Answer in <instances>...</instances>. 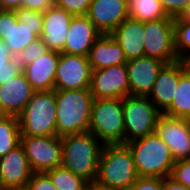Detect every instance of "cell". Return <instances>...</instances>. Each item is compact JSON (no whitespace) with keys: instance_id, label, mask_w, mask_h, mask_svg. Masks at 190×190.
Segmentation results:
<instances>
[{"instance_id":"5","label":"cell","mask_w":190,"mask_h":190,"mask_svg":"<svg viewBox=\"0 0 190 190\" xmlns=\"http://www.w3.org/2000/svg\"><path fill=\"white\" fill-rule=\"evenodd\" d=\"M21 136H55L57 109L55 89L35 91L18 115Z\"/></svg>"},{"instance_id":"45","label":"cell","mask_w":190,"mask_h":190,"mask_svg":"<svg viewBox=\"0 0 190 190\" xmlns=\"http://www.w3.org/2000/svg\"><path fill=\"white\" fill-rule=\"evenodd\" d=\"M187 160L190 161V152H189V154H188V156H187Z\"/></svg>"},{"instance_id":"9","label":"cell","mask_w":190,"mask_h":190,"mask_svg":"<svg viewBox=\"0 0 190 190\" xmlns=\"http://www.w3.org/2000/svg\"><path fill=\"white\" fill-rule=\"evenodd\" d=\"M31 170L45 172L62 164L61 136H20Z\"/></svg>"},{"instance_id":"24","label":"cell","mask_w":190,"mask_h":190,"mask_svg":"<svg viewBox=\"0 0 190 190\" xmlns=\"http://www.w3.org/2000/svg\"><path fill=\"white\" fill-rule=\"evenodd\" d=\"M168 116L190 119V72L179 60V82L172 104L163 112Z\"/></svg>"},{"instance_id":"35","label":"cell","mask_w":190,"mask_h":190,"mask_svg":"<svg viewBox=\"0 0 190 190\" xmlns=\"http://www.w3.org/2000/svg\"><path fill=\"white\" fill-rule=\"evenodd\" d=\"M126 190H163V179L139 176L136 182Z\"/></svg>"},{"instance_id":"16","label":"cell","mask_w":190,"mask_h":190,"mask_svg":"<svg viewBox=\"0 0 190 190\" xmlns=\"http://www.w3.org/2000/svg\"><path fill=\"white\" fill-rule=\"evenodd\" d=\"M86 16L101 34H111L129 17L127 0H92Z\"/></svg>"},{"instance_id":"34","label":"cell","mask_w":190,"mask_h":190,"mask_svg":"<svg viewBox=\"0 0 190 190\" xmlns=\"http://www.w3.org/2000/svg\"><path fill=\"white\" fill-rule=\"evenodd\" d=\"M27 190H58L44 173H33L26 187Z\"/></svg>"},{"instance_id":"6","label":"cell","mask_w":190,"mask_h":190,"mask_svg":"<svg viewBox=\"0 0 190 190\" xmlns=\"http://www.w3.org/2000/svg\"><path fill=\"white\" fill-rule=\"evenodd\" d=\"M88 131L103 144H125L122 99H94Z\"/></svg>"},{"instance_id":"17","label":"cell","mask_w":190,"mask_h":190,"mask_svg":"<svg viewBox=\"0 0 190 190\" xmlns=\"http://www.w3.org/2000/svg\"><path fill=\"white\" fill-rule=\"evenodd\" d=\"M74 15L55 4L43 12L41 38L51 51L62 52Z\"/></svg>"},{"instance_id":"33","label":"cell","mask_w":190,"mask_h":190,"mask_svg":"<svg viewBox=\"0 0 190 190\" xmlns=\"http://www.w3.org/2000/svg\"><path fill=\"white\" fill-rule=\"evenodd\" d=\"M92 0H54L57 7L63 8L68 13L77 15H86Z\"/></svg>"},{"instance_id":"22","label":"cell","mask_w":190,"mask_h":190,"mask_svg":"<svg viewBox=\"0 0 190 190\" xmlns=\"http://www.w3.org/2000/svg\"><path fill=\"white\" fill-rule=\"evenodd\" d=\"M128 60L144 56V22L127 17L111 33Z\"/></svg>"},{"instance_id":"25","label":"cell","mask_w":190,"mask_h":190,"mask_svg":"<svg viewBox=\"0 0 190 190\" xmlns=\"http://www.w3.org/2000/svg\"><path fill=\"white\" fill-rule=\"evenodd\" d=\"M127 7L129 17L142 22L170 17L159 0H127Z\"/></svg>"},{"instance_id":"31","label":"cell","mask_w":190,"mask_h":190,"mask_svg":"<svg viewBox=\"0 0 190 190\" xmlns=\"http://www.w3.org/2000/svg\"><path fill=\"white\" fill-rule=\"evenodd\" d=\"M15 11L17 21L25 24L29 28H42L43 12L20 7Z\"/></svg>"},{"instance_id":"39","label":"cell","mask_w":190,"mask_h":190,"mask_svg":"<svg viewBox=\"0 0 190 190\" xmlns=\"http://www.w3.org/2000/svg\"><path fill=\"white\" fill-rule=\"evenodd\" d=\"M2 10L14 11L22 6L21 0H1Z\"/></svg>"},{"instance_id":"23","label":"cell","mask_w":190,"mask_h":190,"mask_svg":"<svg viewBox=\"0 0 190 190\" xmlns=\"http://www.w3.org/2000/svg\"><path fill=\"white\" fill-rule=\"evenodd\" d=\"M87 57L92 70L127 63L124 51L111 34H101Z\"/></svg>"},{"instance_id":"46","label":"cell","mask_w":190,"mask_h":190,"mask_svg":"<svg viewBox=\"0 0 190 190\" xmlns=\"http://www.w3.org/2000/svg\"><path fill=\"white\" fill-rule=\"evenodd\" d=\"M0 10H2V2H1V0H0Z\"/></svg>"},{"instance_id":"40","label":"cell","mask_w":190,"mask_h":190,"mask_svg":"<svg viewBox=\"0 0 190 190\" xmlns=\"http://www.w3.org/2000/svg\"><path fill=\"white\" fill-rule=\"evenodd\" d=\"M180 61L182 62L184 69L187 72H190V50L186 52L181 58Z\"/></svg>"},{"instance_id":"3","label":"cell","mask_w":190,"mask_h":190,"mask_svg":"<svg viewBox=\"0 0 190 190\" xmlns=\"http://www.w3.org/2000/svg\"><path fill=\"white\" fill-rule=\"evenodd\" d=\"M56 136L87 132L94 97L90 89L55 90Z\"/></svg>"},{"instance_id":"26","label":"cell","mask_w":190,"mask_h":190,"mask_svg":"<svg viewBox=\"0 0 190 190\" xmlns=\"http://www.w3.org/2000/svg\"><path fill=\"white\" fill-rule=\"evenodd\" d=\"M18 116L0 114V157L20 144Z\"/></svg>"},{"instance_id":"29","label":"cell","mask_w":190,"mask_h":190,"mask_svg":"<svg viewBox=\"0 0 190 190\" xmlns=\"http://www.w3.org/2000/svg\"><path fill=\"white\" fill-rule=\"evenodd\" d=\"M175 49L180 59L190 50V21L174 20Z\"/></svg>"},{"instance_id":"10","label":"cell","mask_w":190,"mask_h":190,"mask_svg":"<svg viewBox=\"0 0 190 190\" xmlns=\"http://www.w3.org/2000/svg\"><path fill=\"white\" fill-rule=\"evenodd\" d=\"M92 68L88 57L60 52L55 90L89 89Z\"/></svg>"},{"instance_id":"30","label":"cell","mask_w":190,"mask_h":190,"mask_svg":"<svg viewBox=\"0 0 190 190\" xmlns=\"http://www.w3.org/2000/svg\"><path fill=\"white\" fill-rule=\"evenodd\" d=\"M48 51V47L43 43L42 38H36L30 43L19 55H17V62L21 68L32 63L38 57L45 55Z\"/></svg>"},{"instance_id":"13","label":"cell","mask_w":190,"mask_h":190,"mask_svg":"<svg viewBox=\"0 0 190 190\" xmlns=\"http://www.w3.org/2000/svg\"><path fill=\"white\" fill-rule=\"evenodd\" d=\"M164 65V62L148 56L128 60L129 96L147 97Z\"/></svg>"},{"instance_id":"28","label":"cell","mask_w":190,"mask_h":190,"mask_svg":"<svg viewBox=\"0 0 190 190\" xmlns=\"http://www.w3.org/2000/svg\"><path fill=\"white\" fill-rule=\"evenodd\" d=\"M21 72L22 68L10 47L0 40V85L6 84Z\"/></svg>"},{"instance_id":"36","label":"cell","mask_w":190,"mask_h":190,"mask_svg":"<svg viewBox=\"0 0 190 190\" xmlns=\"http://www.w3.org/2000/svg\"><path fill=\"white\" fill-rule=\"evenodd\" d=\"M166 14L170 17H179L187 8L190 0H159Z\"/></svg>"},{"instance_id":"19","label":"cell","mask_w":190,"mask_h":190,"mask_svg":"<svg viewBox=\"0 0 190 190\" xmlns=\"http://www.w3.org/2000/svg\"><path fill=\"white\" fill-rule=\"evenodd\" d=\"M34 92L23 72L0 85V114L18 116Z\"/></svg>"},{"instance_id":"18","label":"cell","mask_w":190,"mask_h":190,"mask_svg":"<svg viewBox=\"0 0 190 190\" xmlns=\"http://www.w3.org/2000/svg\"><path fill=\"white\" fill-rule=\"evenodd\" d=\"M101 33L86 15L73 16L62 53L87 57Z\"/></svg>"},{"instance_id":"21","label":"cell","mask_w":190,"mask_h":190,"mask_svg":"<svg viewBox=\"0 0 190 190\" xmlns=\"http://www.w3.org/2000/svg\"><path fill=\"white\" fill-rule=\"evenodd\" d=\"M179 82V61L165 64L147 98L163 113L173 102Z\"/></svg>"},{"instance_id":"37","label":"cell","mask_w":190,"mask_h":190,"mask_svg":"<svg viewBox=\"0 0 190 190\" xmlns=\"http://www.w3.org/2000/svg\"><path fill=\"white\" fill-rule=\"evenodd\" d=\"M23 8L45 12L54 5V0H21Z\"/></svg>"},{"instance_id":"14","label":"cell","mask_w":190,"mask_h":190,"mask_svg":"<svg viewBox=\"0 0 190 190\" xmlns=\"http://www.w3.org/2000/svg\"><path fill=\"white\" fill-rule=\"evenodd\" d=\"M42 28H29L17 21L15 11L0 10V40L4 41L17 57L36 38Z\"/></svg>"},{"instance_id":"11","label":"cell","mask_w":190,"mask_h":190,"mask_svg":"<svg viewBox=\"0 0 190 190\" xmlns=\"http://www.w3.org/2000/svg\"><path fill=\"white\" fill-rule=\"evenodd\" d=\"M89 89L94 99H123L129 96L126 64L92 70Z\"/></svg>"},{"instance_id":"15","label":"cell","mask_w":190,"mask_h":190,"mask_svg":"<svg viewBox=\"0 0 190 190\" xmlns=\"http://www.w3.org/2000/svg\"><path fill=\"white\" fill-rule=\"evenodd\" d=\"M33 173L21 144L0 157V180L6 189L26 188Z\"/></svg>"},{"instance_id":"41","label":"cell","mask_w":190,"mask_h":190,"mask_svg":"<svg viewBox=\"0 0 190 190\" xmlns=\"http://www.w3.org/2000/svg\"><path fill=\"white\" fill-rule=\"evenodd\" d=\"M174 20L190 21V2L187 8L182 12V14L179 17L174 18Z\"/></svg>"},{"instance_id":"2","label":"cell","mask_w":190,"mask_h":190,"mask_svg":"<svg viewBox=\"0 0 190 190\" xmlns=\"http://www.w3.org/2000/svg\"><path fill=\"white\" fill-rule=\"evenodd\" d=\"M138 177L132 152L126 144L103 145L95 183L112 190H126Z\"/></svg>"},{"instance_id":"1","label":"cell","mask_w":190,"mask_h":190,"mask_svg":"<svg viewBox=\"0 0 190 190\" xmlns=\"http://www.w3.org/2000/svg\"><path fill=\"white\" fill-rule=\"evenodd\" d=\"M62 166L89 183L96 180L103 143L89 131L61 136Z\"/></svg>"},{"instance_id":"8","label":"cell","mask_w":190,"mask_h":190,"mask_svg":"<svg viewBox=\"0 0 190 190\" xmlns=\"http://www.w3.org/2000/svg\"><path fill=\"white\" fill-rule=\"evenodd\" d=\"M144 56L158 59L165 64L180 59L175 49L174 18L144 22Z\"/></svg>"},{"instance_id":"20","label":"cell","mask_w":190,"mask_h":190,"mask_svg":"<svg viewBox=\"0 0 190 190\" xmlns=\"http://www.w3.org/2000/svg\"><path fill=\"white\" fill-rule=\"evenodd\" d=\"M59 56L60 52L50 50L22 68L23 74L35 91L55 89V74Z\"/></svg>"},{"instance_id":"7","label":"cell","mask_w":190,"mask_h":190,"mask_svg":"<svg viewBox=\"0 0 190 190\" xmlns=\"http://www.w3.org/2000/svg\"><path fill=\"white\" fill-rule=\"evenodd\" d=\"M122 107L125 144L155 132L162 113L147 97L126 96L122 99Z\"/></svg>"},{"instance_id":"32","label":"cell","mask_w":190,"mask_h":190,"mask_svg":"<svg viewBox=\"0 0 190 190\" xmlns=\"http://www.w3.org/2000/svg\"><path fill=\"white\" fill-rule=\"evenodd\" d=\"M170 177L190 190V161L187 159L176 160Z\"/></svg>"},{"instance_id":"43","label":"cell","mask_w":190,"mask_h":190,"mask_svg":"<svg viewBox=\"0 0 190 190\" xmlns=\"http://www.w3.org/2000/svg\"><path fill=\"white\" fill-rule=\"evenodd\" d=\"M0 190H6V188L3 186L2 181L0 180Z\"/></svg>"},{"instance_id":"42","label":"cell","mask_w":190,"mask_h":190,"mask_svg":"<svg viewBox=\"0 0 190 190\" xmlns=\"http://www.w3.org/2000/svg\"><path fill=\"white\" fill-rule=\"evenodd\" d=\"M87 190H112L103 186L98 185L97 183H89Z\"/></svg>"},{"instance_id":"4","label":"cell","mask_w":190,"mask_h":190,"mask_svg":"<svg viewBox=\"0 0 190 190\" xmlns=\"http://www.w3.org/2000/svg\"><path fill=\"white\" fill-rule=\"evenodd\" d=\"M140 177H169L175 162L169 146L156 132L126 143Z\"/></svg>"},{"instance_id":"12","label":"cell","mask_w":190,"mask_h":190,"mask_svg":"<svg viewBox=\"0 0 190 190\" xmlns=\"http://www.w3.org/2000/svg\"><path fill=\"white\" fill-rule=\"evenodd\" d=\"M155 132L170 148L174 160L187 159L190 152V122L188 119L161 114Z\"/></svg>"},{"instance_id":"27","label":"cell","mask_w":190,"mask_h":190,"mask_svg":"<svg viewBox=\"0 0 190 190\" xmlns=\"http://www.w3.org/2000/svg\"><path fill=\"white\" fill-rule=\"evenodd\" d=\"M58 190H87L89 182L62 165L44 172Z\"/></svg>"},{"instance_id":"38","label":"cell","mask_w":190,"mask_h":190,"mask_svg":"<svg viewBox=\"0 0 190 190\" xmlns=\"http://www.w3.org/2000/svg\"><path fill=\"white\" fill-rule=\"evenodd\" d=\"M163 190H189L181 183L176 182L170 176L163 178Z\"/></svg>"},{"instance_id":"44","label":"cell","mask_w":190,"mask_h":190,"mask_svg":"<svg viewBox=\"0 0 190 190\" xmlns=\"http://www.w3.org/2000/svg\"><path fill=\"white\" fill-rule=\"evenodd\" d=\"M6 190H27L26 188L6 189Z\"/></svg>"}]
</instances>
